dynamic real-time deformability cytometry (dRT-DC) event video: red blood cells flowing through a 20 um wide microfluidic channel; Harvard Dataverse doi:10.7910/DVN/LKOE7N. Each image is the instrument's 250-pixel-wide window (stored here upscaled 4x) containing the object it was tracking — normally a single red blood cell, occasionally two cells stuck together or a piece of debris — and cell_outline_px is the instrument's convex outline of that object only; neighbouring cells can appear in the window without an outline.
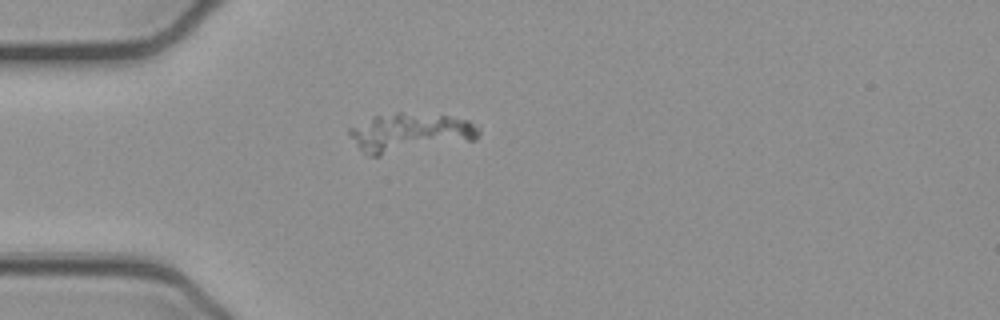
{"species": "common noctule bat (a hibernating species)", "species_latin": "Nyctalus noctula", "temperature_condition": "cold", "stored_images_in_passage": 39, "camera_frame_rate_fps": 3000, "um_per_image_px": 0.085, "animal": {"sex": "female", "body_mass_g": 21.9}, "frame": {"image": 1, "passage_image": 1, "time_ms": 0.0, "image_size_px": [1000, 320], "cell_outline_px": [[480, 132], [476, 140], [380, 156], [368, 156], [356, 144], [348, 132], [348, 128], [372, 116], [396, 112], [400, 112], [448, 116], [468, 120], [480, 128]], "centroid_in_image_um": [34.86, 11.28], "position_along_channel_um": 50.1, "area_um2": 29.59}}
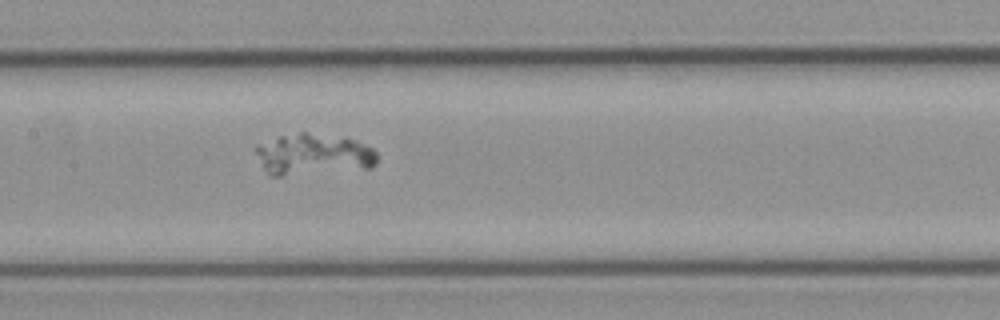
{"frame": {"image": 2, "passage_image": 12, "time_ms": 3.667, "image_size_px": [1000, 320], "cell_outline_px": [[376, 164], [372, 168], [284, 176], [268, 176], [256, 152], [256, 144], [280, 136], [300, 132], [304, 132], [344, 136], [356, 140], [372, 148], [376, 152]], "centroid_in_image_um": [26.65, 13.13], "position_along_channel_um": 180.7, "area_um2": 29.59}}
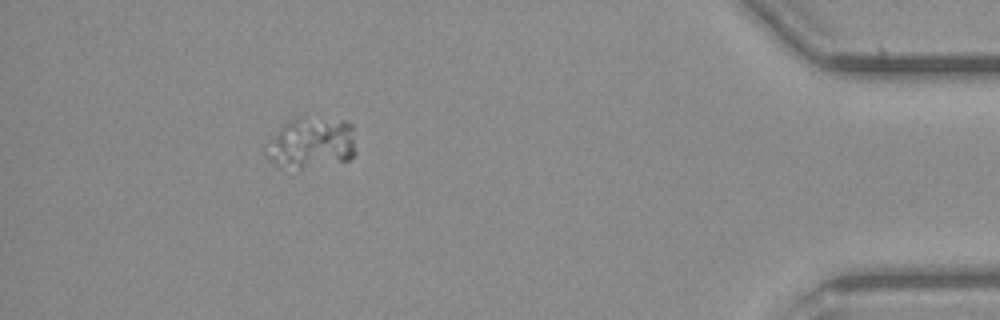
{"frame": {"image": 3, "passage_image": 34, "time_ms": 11.0, "image_size_px": [1000, 320], "cell_outline_px": [[356, 152], [348, 160], [304, 168], [300, 168], [276, 164], [268, 160], [264, 152], [276, 132], [284, 124], [292, 120], [344, 120], [352, 124]], "centroid_in_image_um": [26.5, 12.19], "position_along_channel_um": 408.7, "area_um2": 25.78}}